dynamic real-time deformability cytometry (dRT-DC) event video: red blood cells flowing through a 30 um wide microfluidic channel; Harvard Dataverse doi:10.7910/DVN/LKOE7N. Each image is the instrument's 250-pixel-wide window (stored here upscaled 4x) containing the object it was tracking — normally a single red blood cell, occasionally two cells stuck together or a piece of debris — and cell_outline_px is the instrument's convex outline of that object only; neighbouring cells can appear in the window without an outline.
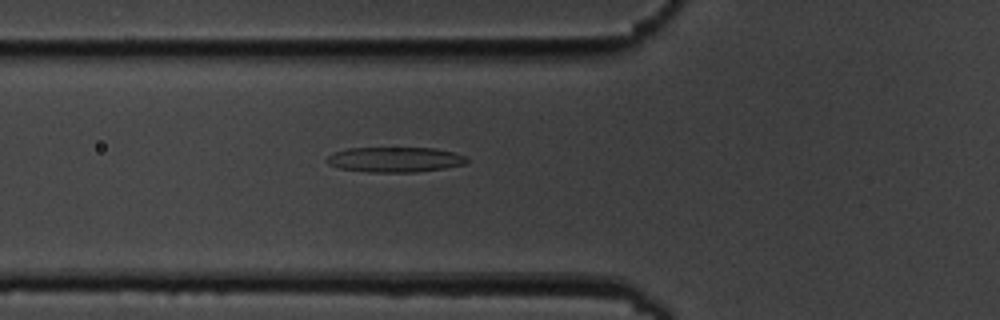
{"species": "common noctule bat (a hibernating species)", "species_latin": "Nyctalus noctula", "temperature_condition": "cold", "stored_images_in_passage": 6, "camera_frame_rate_fps": 3000, "um_per_image_px": 0.085, "animal": {"sex": "male", "body_mass_g": 19.5, "forearm_length_mm": 54.6}, "frame": {"image": 1, "passage_image": 6, "time_ms": 6.667, "image_size_px": [1000, 320], "cell_outline_px": [[468, 160], [464, 164], [444, 168], [416, 172], [368, 172], [340, 168], [328, 164], [324, 160], [332, 152], [348, 148], [436, 148], [452, 152], [464, 156]], "centroid_in_image_um": [33.52, 13.56], "position_along_channel_um": 92.3, "area_um2": 20.46}}